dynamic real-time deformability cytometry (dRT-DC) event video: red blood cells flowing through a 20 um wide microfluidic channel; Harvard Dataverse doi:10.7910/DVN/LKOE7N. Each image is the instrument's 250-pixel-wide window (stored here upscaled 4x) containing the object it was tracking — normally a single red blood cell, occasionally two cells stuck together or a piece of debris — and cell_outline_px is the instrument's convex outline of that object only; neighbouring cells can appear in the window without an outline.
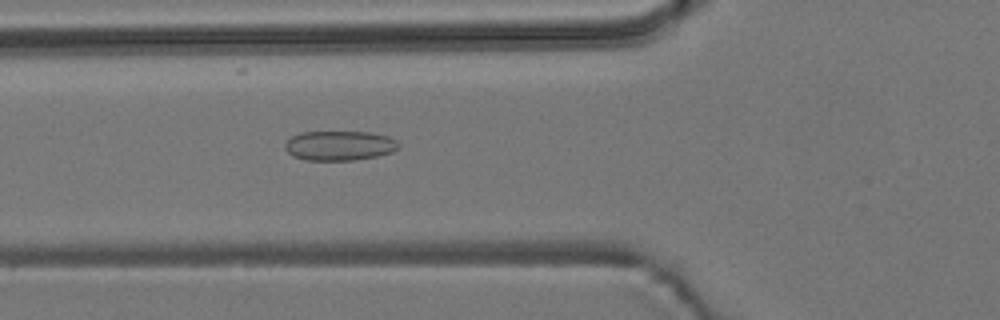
{"species": "common noctule bat (a hibernating species)", "species_latin": "Nyctalus noctula", "temperature_condition": "room temperature", "stored_images_in_passage": 5, "camera_frame_rate_fps": 3000, "um_per_image_px": 0.085, "animal": {"sex": "male", "body_mass_g": 19.2, "forearm_length_mm": 51.8}, "frame": {"image": 1, "passage_image": 5, "time_ms": 1.333, "image_size_px": [1000, 320], "cell_outline_px": [[400, 148], [392, 152], [376, 156], [352, 160], [304, 160], [292, 156], [284, 148], [284, 144], [292, 136], [300, 132], [368, 132], [388, 136], [396, 140], [400, 144]], "centroid_in_image_um": [28.85, 12.38], "position_along_channel_um": 97.0, "area_um2": 19.71}}